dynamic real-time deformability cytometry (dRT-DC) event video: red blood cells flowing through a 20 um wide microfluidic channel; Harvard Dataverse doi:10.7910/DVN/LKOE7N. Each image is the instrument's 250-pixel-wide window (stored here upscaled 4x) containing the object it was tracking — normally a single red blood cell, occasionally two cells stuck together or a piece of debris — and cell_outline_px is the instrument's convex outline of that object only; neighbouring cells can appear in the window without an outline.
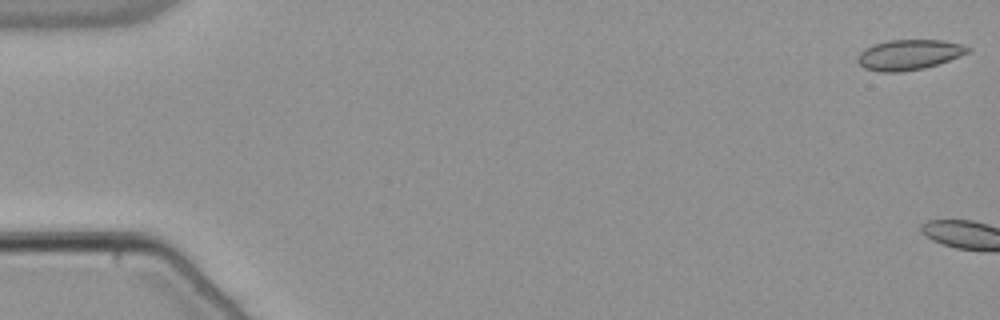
{"species": "common noctule bat (a hibernating species)", "species_latin": "Nyctalus noctula", "temperature_condition": "warm", "stored_images_in_passage": 4, "camera_frame_rate_fps": 3000, "um_per_image_px": 0.085, "animal": {"sex": "male", "body_mass_g": 21.5, "forearm_length_mm": 52.0}, "frame": {"image": 1, "passage_image": 1, "time_ms": 0.0, "image_size_px": [1000, 320], "cell_outline_px": [[972, 48], [968, 52], [948, 60], [924, 68], [900, 72], [880, 72], [864, 68], [856, 60], [860, 52], [864, 48], [888, 40], [944, 40], [964, 44]], "centroid_in_image_um": [77.26, 4.64], "position_along_channel_um": 7.7, "area_um2": 19.36}}